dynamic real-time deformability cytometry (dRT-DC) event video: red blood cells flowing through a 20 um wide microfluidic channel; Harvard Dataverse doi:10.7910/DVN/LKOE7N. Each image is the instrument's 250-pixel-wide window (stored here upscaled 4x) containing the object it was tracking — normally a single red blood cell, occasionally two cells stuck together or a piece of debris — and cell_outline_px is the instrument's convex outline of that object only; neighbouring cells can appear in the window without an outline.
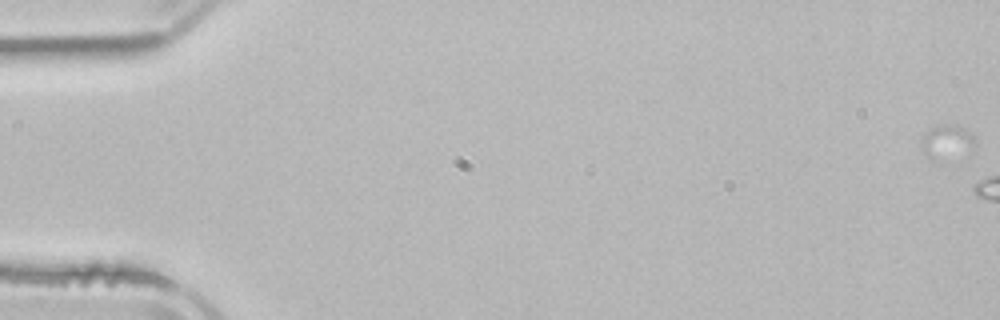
{"species": "common noctule bat (a hibernating species)", "species_latin": "Nyctalus noctula", "temperature_condition": "room temperature", "stored_images_in_passage": 5, "segment_of_instrument_passage": [1, 2], "camera_frame_rate_fps": 3000, "um_per_image_px": 0.085, "animal": {"sex": "male", "body_mass_g": 21.5, "forearm_length_mm": 52.0}, "frame": {"image": 1, "passage_image": 1, "time_ms": 0.0, "image_size_px": [1000, 320], "cell_outline_px": [[976, 144], [936, 160], [932, 160], [920, 152], [920, 136], [928, 128], [944, 124], [956, 124], [972, 132]], "centroid_in_image_um": [80.33, 11.96], "position_along_channel_um": 4.7, "area_um2": 10.35}}